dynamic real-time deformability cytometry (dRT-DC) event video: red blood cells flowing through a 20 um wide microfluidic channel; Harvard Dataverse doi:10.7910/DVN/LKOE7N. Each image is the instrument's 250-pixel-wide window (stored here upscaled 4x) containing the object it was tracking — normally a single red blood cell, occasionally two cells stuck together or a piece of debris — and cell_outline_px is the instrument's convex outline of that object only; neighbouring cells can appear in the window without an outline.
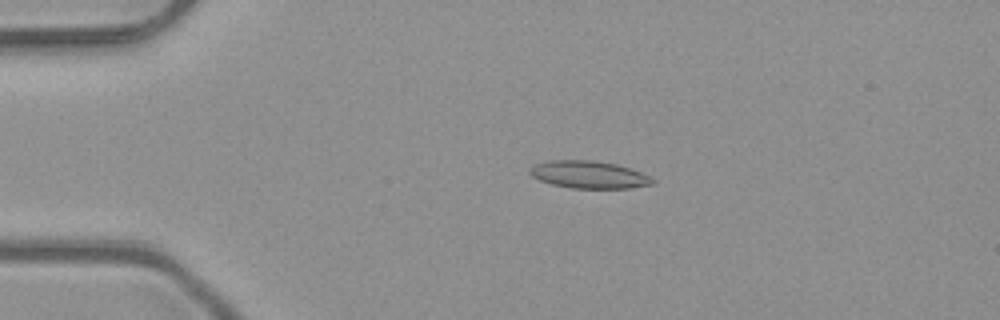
{"species": "common noctule bat (a hibernating species)", "species_latin": "Nyctalus noctula", "temperature_condition": "room temperature", "stored_images_in_passage": 51, "camera_frame_rate_fps": 3000, "um_per_image_px": 0.085, "animal": {"sex": "male", "body_mass_g": 23.1, "forearm_length_mm": 52.7}, "frame": {"image": 1, "passage_image": 11, "time_ms": 3.333, "image_size_px": [1000, 320], "cell_outline_px": [[656, 184], [632, 188], [572, 188], [552, 184], [540, 180], [532, 176], [528, 172], [528, 168], [536, 164], [548, 160], [592, 160], [616, 164], [640, 172], [656, 180]], "centroid_in_image_um": [50.06, 14.85], "position_along_channel_um": 34.9, "area_um2": 19.65}}
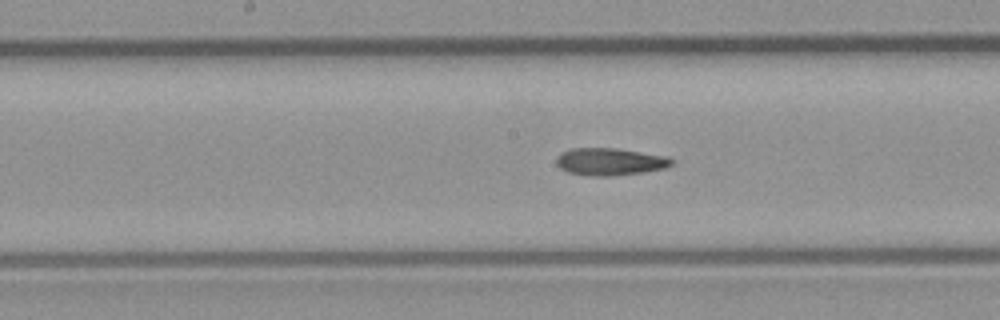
{"frame": {"image": 2, "passage_image": 26, "time_ms": 8.333, "image_size_px": [1000, 320], "cell_outline_px": [[676, 160], [672, 164], [664, 168], [644, 172], [612, 176], [592, 176], [568, 172], [560, 168], [556, 164], [556, 160], [564, 152], [572, 148], [616, 148], [668, 156]], "centroid_in_image_um": [51.9, 13.74], "position_along_channel_um": 196.3, "area_um2": 18.32}}
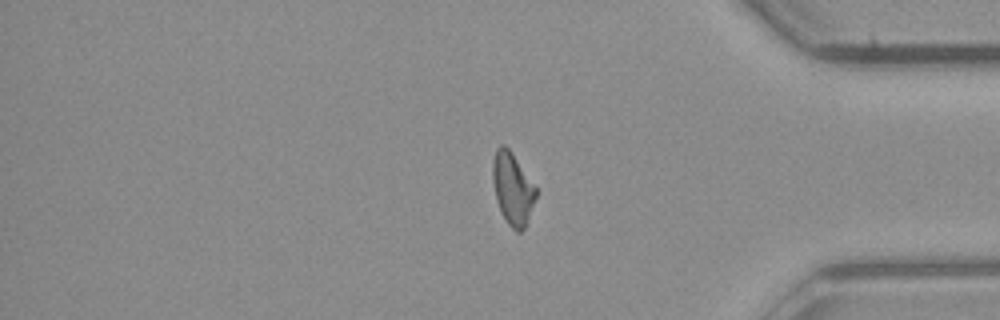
{"frame": {"image": 3, "passage_image": 42, "time_ms": 13.667, "image_size_px": [1000, 320], "cell_outline_px": [[536, 196], [528, 220], [524, 228], [520, 232], [516, 232], [508, 224], [496, 200], [492, 180], [492, 164], [496, 148], [500, 144], [504, 144], [512, 152], [536, 188]], "centroid_in_image_um": [43.55, 16.01], "position_along_channel_um": 391.6, "area_um2": 17.98}, "authors_computed_cell_mechanics": {"area_um2": 18.5538, "velocity_mm_per_s": 4.0874, "shape_relaxation_time_tau1_ms": null, "shape_relaxation_time_tau2_ms": 3.8212, "deformation_change_tau1": null, "deformation_change_tau2": 0.1244}}